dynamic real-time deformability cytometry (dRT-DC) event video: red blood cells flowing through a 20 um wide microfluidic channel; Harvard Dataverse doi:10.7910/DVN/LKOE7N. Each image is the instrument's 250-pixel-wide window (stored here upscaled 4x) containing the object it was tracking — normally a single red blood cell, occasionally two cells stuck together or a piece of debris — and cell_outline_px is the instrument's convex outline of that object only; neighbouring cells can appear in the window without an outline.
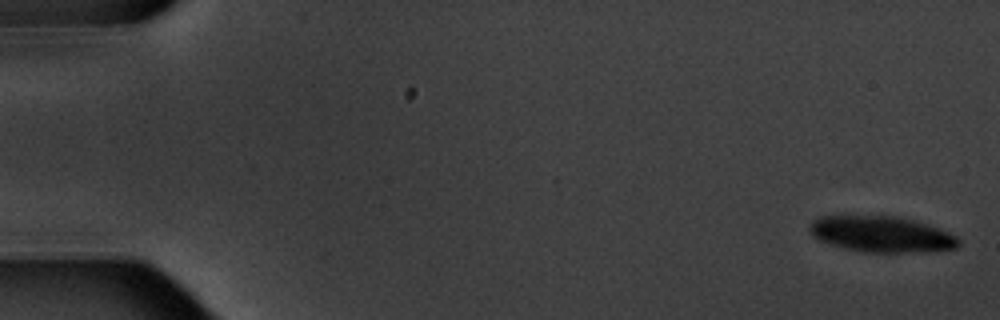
{"species": "common noctule bat (a hibernating species)", "species_latin": "Nyctalus noctula", "temperature_condition": "warm", "stored_images_in_passage": 6, "camera_frame_rate_fps": 3000, "um_per_image_px": 0.085, "animal": {"sex": "male", "body_mass_g": 20.1, "forearm_length_mm": 53.5}, "frame": {"image": 1, "passage_image": 1, "time_ms": 0.0, "image_size_px": [1000, 320], "cell_outline_px": [[960, 244], [956, 248], [924, 252], [864, 252], [844, 248], [820, 240], [812, 232], [812, 220], [820, 216], [896, 216], [928, 224], [940, 228], [956, 236], [960, 240]], "centroid_in_image_um": [75.0, 19.91], "position_along_channel_um": 10.0, "area_um2": 30.87}}